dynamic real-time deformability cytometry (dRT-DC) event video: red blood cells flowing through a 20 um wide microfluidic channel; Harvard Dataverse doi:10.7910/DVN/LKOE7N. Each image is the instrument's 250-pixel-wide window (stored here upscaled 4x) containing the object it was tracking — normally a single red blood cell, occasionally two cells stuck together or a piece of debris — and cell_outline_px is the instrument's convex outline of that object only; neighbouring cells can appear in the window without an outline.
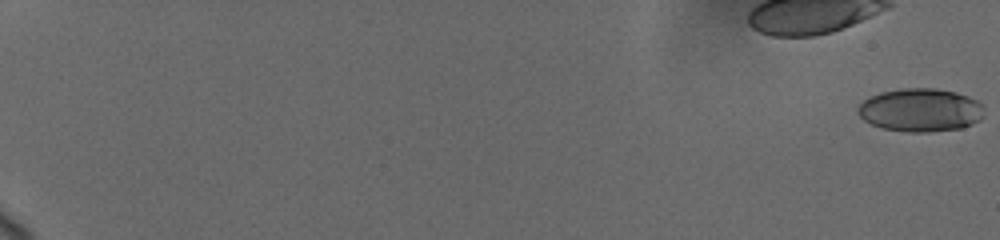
{"species": "human", "species_latin": "Homo sapiens", "temperature_condition": "cold", "stored_images_in_passage": 16, "camera_frame_rate_fps": 3000, "um_per_image_px": 0.085, "donor": {"sex": "female"}, "frame": {"image": 1, "passage_image": 1, "time_ms": 0.0, "image_size_px": [1000, 240], "cell_outline_px": [[984, 116], [980, 120], [972, 124], [960, 128], [928, 132], [908, 132], [884, 128], [872, 124], [864, 120], [856, 112], [856, 108], [864, 100], [880, 92], [900, 88], [936, 88], [956, 92], [968, 96], [984, 104]], "centroid_in_image_um": [78.26, 9.34], "position_along_channel_um": 6.7, "area_um2": 32.02}}